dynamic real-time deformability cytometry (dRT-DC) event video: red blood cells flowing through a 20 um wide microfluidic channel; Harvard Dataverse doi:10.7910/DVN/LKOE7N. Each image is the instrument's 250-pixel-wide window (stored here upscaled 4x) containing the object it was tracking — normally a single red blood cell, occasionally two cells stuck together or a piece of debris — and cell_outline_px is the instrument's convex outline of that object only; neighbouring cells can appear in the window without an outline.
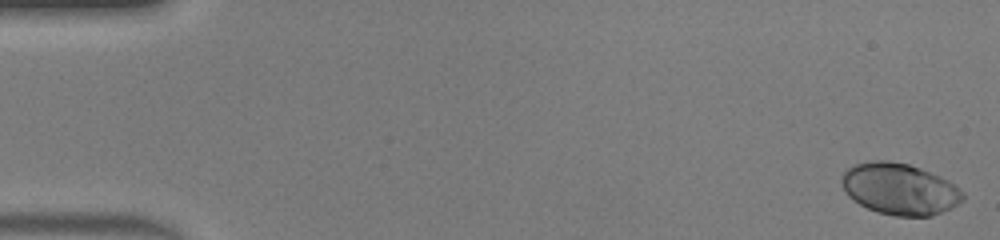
{"species": "human", "species_latin": "Homo sapiens", "temperature_condition": "warm", "stored_images_in_passage": 47, "camera_frame_rate_fps": 3000, "um_per_image_px": 0.085, "donor": {"sex": "male"}, "frame": {"image": 1, "passage_image": 1, "time_ms": 0.0, "image_size_px": [1000, 240], "cell_outline_px": [[964, 200], [952, 208], [932, 216], [896, 216], [876, 212], [860, 204], [848, 196], [844, 192], [840, 180], [844, 172], [848, 168], [856, 164], [872, 160], [888, 160], [908, 164], [920, 168], [940, 176], [948, 180], [960, 188], [964, 192]], "centroid_in_image_um": [76.48, 16.07], "position_along_channel_um": 8.5, "area_um2": 36.59}}
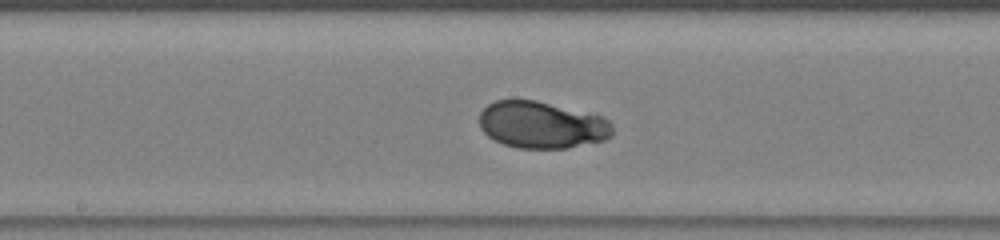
{"frame": {"image": 2, "passage_image": 25, "time_ms": 8.0, "image_size_px": [1000, 240], "cell_outline_px": [[612, 136], [604, 140], [568, 148], [520, 148], [504, 144], [488, 136], [480, 128], [480, 112], [488, 104], [496, 100], [536, 100], [604, 116], [612, 124]], "centroid_in_image_um": [46.07, 10.61], "position_along_channel_um": 202.1, "area_um2": 36.41}}
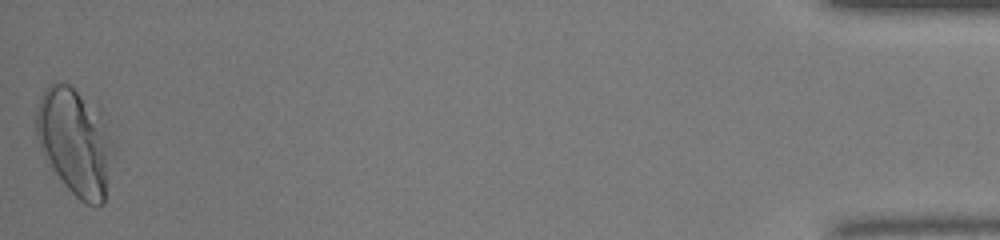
{"frame": {"image": 3, "passage_image": 47, "time_ms": 15.333, "image_size_px": [1000, 240], "cell_outline_px": [[112, 148], [104, 204], [96, 208], [84, 204], [64, 184], [40, 148], [36, 136], [36, 112], [40, 96], [44, 88], [60, 80], [68, 84], [100, 112], [112, 136]], "centroid_in_image_um": [6.36, 12.05], "position_along_channel_um": 428.8, "area_um2": 47.34}, "authors_computed_cell_mechanics": {"area_um2": 35.4314, "velocity_mm_per_s": 4.3864, "shape_relaxation_time_tau1_ms": 4.4387, "shape_relaxation_time_tau2_ms": null, "deformation_change_tau1": 0.1982, "deformation_change_tau2": null}}